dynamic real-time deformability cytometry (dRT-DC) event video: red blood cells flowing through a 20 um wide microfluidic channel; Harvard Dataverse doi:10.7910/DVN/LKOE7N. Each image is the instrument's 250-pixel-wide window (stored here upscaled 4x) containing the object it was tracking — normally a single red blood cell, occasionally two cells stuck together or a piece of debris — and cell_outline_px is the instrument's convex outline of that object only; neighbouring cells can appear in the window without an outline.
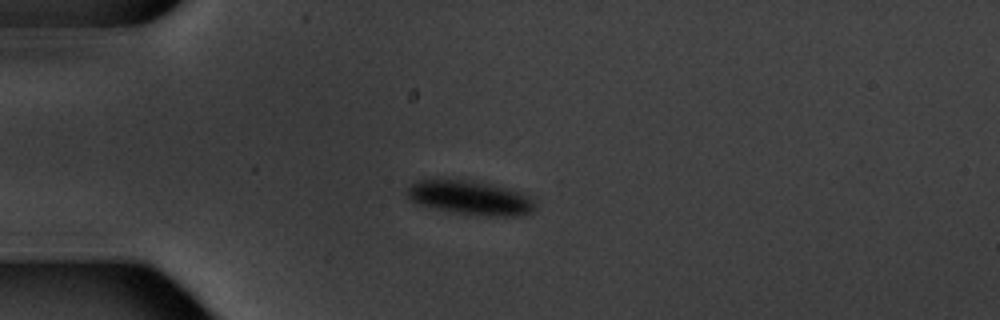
{"species": "common noctule bat (a hibernating species)", "species_latin": "Nyctalus noctula", "temperature_condition": "warm", "stored_images_in_passage": 4, "camera_frame_rate_fps": 3000, "um_per_image_px": 0.085, "animal": {"sex": "male", "body_mass_g": 20.1, "forearm_length_mm": 53.5}, "frame": {"image": 1, "passage_image": 4, "time_ms": 3.333, "image_size_px": [1000, 320], "cell_outline_px": [[536, 208], [532, 212], [524, 216], [488, 216], [452, 212], [420, 204], [412, 200], [408, 196], [408, 184], [416, 180], [432, 176], [472, 180], [528, 192], [532, 196]], "centroid_in_image_um": [40.0, 16.76], "position_along_channel_um": 45.0, "area_um2": 26.53}}